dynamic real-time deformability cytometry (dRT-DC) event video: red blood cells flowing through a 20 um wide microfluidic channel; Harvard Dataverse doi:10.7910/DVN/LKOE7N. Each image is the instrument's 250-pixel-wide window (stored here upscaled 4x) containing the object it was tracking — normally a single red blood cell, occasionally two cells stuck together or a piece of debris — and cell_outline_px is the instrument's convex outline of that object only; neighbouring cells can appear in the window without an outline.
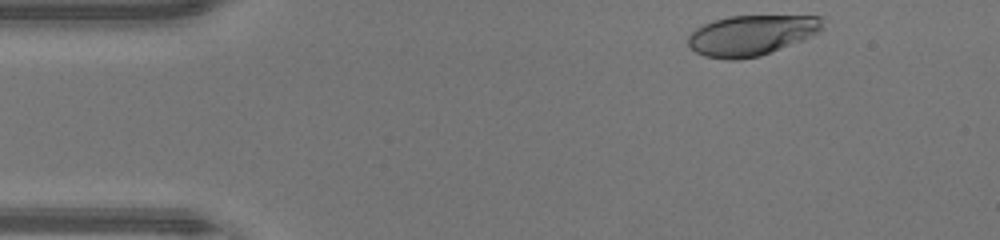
{"species": "human", "species_latin": "Homo sapiens", "temperature_condition": "warm", "stored_images_in_passage": 36, "camera_frame_rate_fps": 3000, "um_per_image_px": 0.085, "donor": {"sex": "male"}, "frame": {"image": 1, "passage_image": 2, "time_ms": 0.333, "image_size_px": [1000, 240], "cell_outline_px": [[824, 28], [820, 32], [760, 56], [736, 60], [728, 60], [704, 56], [688, 48], [688, 36], [696, 28], [712, 20], [728, 16], [820, 16]], "centroid_in_image_um": [63.81, 3.0], "position_along_channel_um": 21.2, "area_um2": 31.56}}
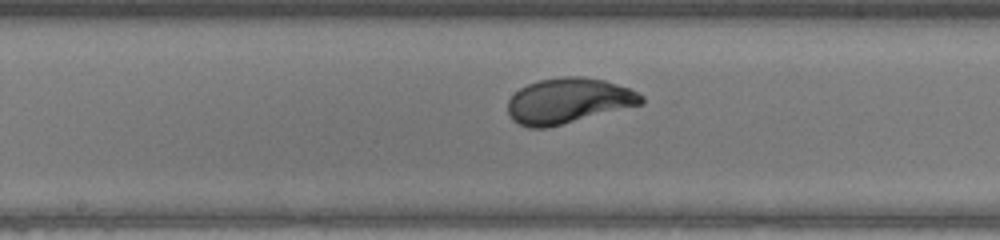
{"frame": {"image": 2, "passage_image": 20, "time_ms": 6.333, "image_size_px": [1000, 240], "cell_outline_px": [[644, 104], [548, 128], [528, 128], [512, 120], [508, 112], [508, 100], [520, 88], [528, 84], [540, 80], [564, 76], [584, 76], [604, 80], [628, 88], [644, 96]], "centroid_in_image_um": [48.32, 8.58], "position_along_channel_um": 199.9, "area_um2": 35.43}}
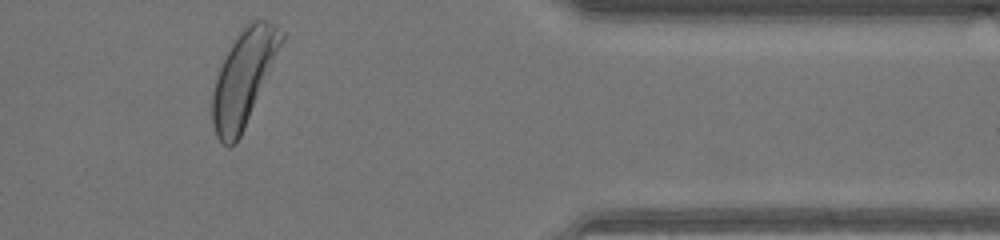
{"frame": {"image": 3, "passage_image": 35, "time_ms": 11.333, "image_size_px": [1000, 240], "cell_outline_px": [[284, 40], [244, 128], [236, 144], [228, 148], [216, 136], [212, 124], [212, 92], [220, 68], [232, 44], [248, 20], [268, 20], [276, 24], [284, 32]], "centroid_in_image_um": [20.71, 6.61], "position_along_channel_um": 390.7, "area_um2": 37.69}, "authors_computed_cell_mechanics": {"area_um2": 34.8823, "velocity_mm_per_s": 4.3678, "shape_relaxation_time_tau1_ms": 2.5677, "shape_relaxation_time_tau2_ms": null, "deformation_change_tau1": 0.1903, "deformation_change_tau2": null}}